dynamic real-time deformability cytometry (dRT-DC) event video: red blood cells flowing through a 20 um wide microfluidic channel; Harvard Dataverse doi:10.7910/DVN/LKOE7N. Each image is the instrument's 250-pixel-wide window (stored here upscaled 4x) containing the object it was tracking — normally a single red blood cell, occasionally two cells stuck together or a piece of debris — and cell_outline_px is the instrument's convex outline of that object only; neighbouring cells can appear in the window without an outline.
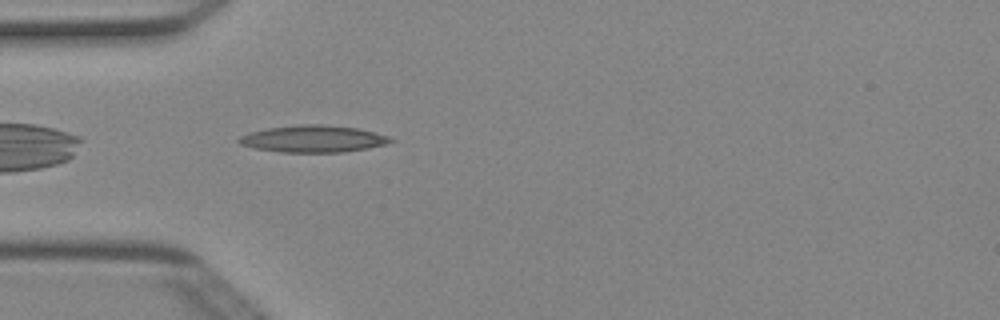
{"species": "Egyptian fruit bat (a non-hibernating species)", "species_latin": "Rousettus aegyptiacus", "temperature_condition": "cold", "stored_images_in_passage": 4, "camera_frame_rate_fps": 3000, "um_per_image_px": 0.085, "animal": {"sex": "female"}, "frame": {"image": 1, "passage_image": 4, "time_ms": 1.0, "image_size_px": [1000, 320], "cell_outline_px": [[396, 140], [384, 144], [368, 148], [344, 152], [280, 152], [252, 148], [240, 144], [236, 140], [240, 136], [248, 132], [268, 128], [300, 124], [320, 124], [356, 128], [388, 136]], "centroid_in_image_um": [26.56, 11.8], "position_along_channel_um": 58.4, "area_um2": 23.76}}